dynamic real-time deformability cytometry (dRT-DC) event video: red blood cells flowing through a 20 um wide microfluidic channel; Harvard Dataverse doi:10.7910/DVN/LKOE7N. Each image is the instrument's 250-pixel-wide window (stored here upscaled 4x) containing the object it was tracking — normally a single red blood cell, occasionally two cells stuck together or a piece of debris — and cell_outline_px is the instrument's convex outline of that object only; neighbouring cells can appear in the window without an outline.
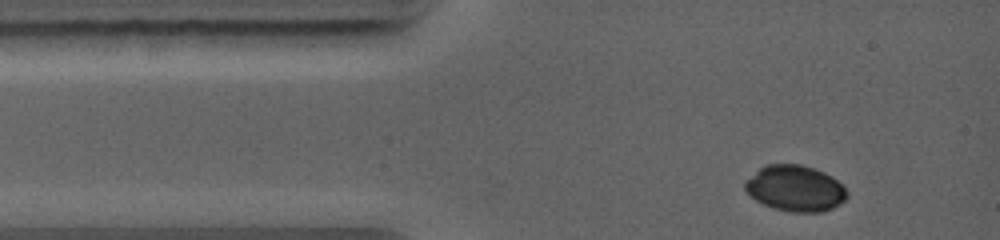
{"species": "common noctule bat (a hibernating species)", "species_latin": "Nyctalus noctula", "temperature_condition": "warm", "stored_images_in_passage": 11, "camera_frame_rate_fps": 5000, "um_per_image_px": 0.085, "animal": {"sex": "female", "body_mass_g": 19.0, "forearm_length_mm": 56.7}, "frame": {"image": 1, "passage_image": 1, "time_ms": 0.0, "image_size_px": [1000, 240], "cell_outline_px": [[848, 196], [840, 204], [824, 212], [788, 212], [772, 208], [756, 200], [744, 188], [744, 180], [760, 168], [768, 164], [800, 164], [824, 172], [832, 176], [848, 192]], "centroid_in_image_um": [67.59, 16.02], "position_along_channel_um": 17.4, "area_um2": 27.34}}
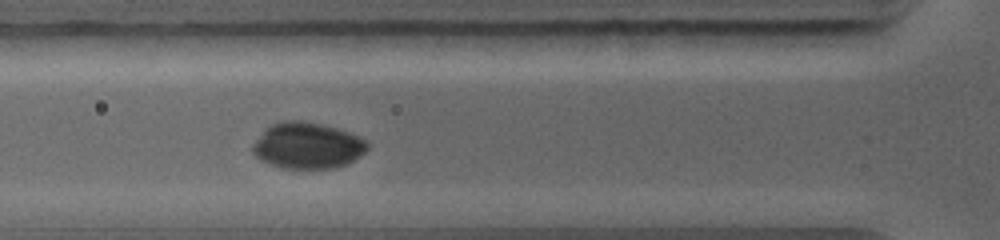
{"frame": {"image": 2, "passage_image": 4, "time_ms": 2.6, "image_size_px": [1000, 240], "cell_outline_px": [[368, 148], [364, 152], [348, 164], [332, 168], [280, 168], [260, 160], [252, 152], [252, 144], [264, 128], [280, 120], [300, 120], [324, 124], [360, 136], [368, 140]], "centroid_in_image_um": [26.11, 12.36], "position_along_channel_um": 99.7, "area_um2": 31.21}}
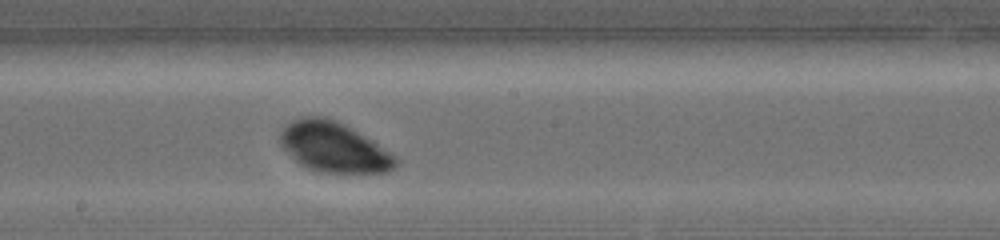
{"frame": {"image": 3, "passage_image": 7, "time_ms": 5.2, "image_size_px": [1000, 240], "cell_outline_px": [[400, 164], [396, 168], [384, 172], [320, 172], [308, 168], [300, 164], [280, 144], [280, 132], [292, 120], [304, 116], [324, 116], [336, 120], [352, 128], [396, 156], [400, 160]], "centroid_in_image_um": [28.39, 12.5], "position_along_channel_um": 219.8, "area_um2": 33.47}}